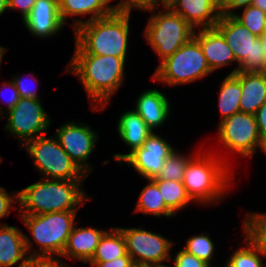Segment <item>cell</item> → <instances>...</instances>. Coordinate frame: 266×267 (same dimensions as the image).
<instances>
[{
    "label": "cell",
    "mask_w": 266,
    "mask_h": 267,
    "mask_svg": "<svg viewBox=\"0 0 266 267\" xmlns=\"http://www.w3.org/2000/svg\"><path fill=\"white\" fill-rule=\"evenodd\" d=\"M125 59L87 54L76 44L68 70L80 78L90 100L105 105L123 82Z\"/></svg>",
    "instance_id": "cell-1"
},
{
    "label": "cell",
    "mask_w": 266,
    "mask_h": 267,
    "mask_svg": "<svg viewBox=\"0 0 266 267\" xmlns=\"http://www.w3.org/2000/svg\"><path fill=\"white\" fill-rule=\"evenodd\" d=\"M79 180L45 178L20 190L14 196L20 202L22 215H40L60 211H76L81 204L84 192L79 190ZM26 209V210H25Z\"/></svg>",
    "instance_id": "cell-2"
},
{
    "label": "cell",
    "mask_w": 266,
    "mask_h": 267,
    "mask_svg": "<svg viewBox=\"0 0 266 267\" xmlns=\"http://www.w3.org/2000/svg\"><path fill=\"white\" fill-rule=\"evenodd\" d=\"M130 14L113 13L75 29L76 44L87 54L126 57Z\"/></svg>",
    "instance_id": "cell-3"
},
{
    "label": "cell",
    "mask_w": 266,
    "mask_h": 267,
    "mask_svg": "<svg viewBox=\"0 0 266 267\" xmlns=\"http://www.w3.org/2000/svg\"><path fill=\"white\" fill-rule=\"evenodd\" d=\"M75 214L76 211H60L40 215H21L22 221L32 236L41 245L39 253L35 251L29 256L53 257L50 255L52 252L61 256L73 230Z\"/></svg>",
    "instance_id": "cell-4"
},
{
    "label": "cell",
    "mask_w": 266,
    "mask_h": 267,
    "mask_svg": "<svg viewBox=\"0 0 266 267\" xmlns=\"http://www.w3.org/2000/svg\"><path fill=\"white\" fill-rule=\"evenodd\" d=\"M215 27L222 33L227 45L233 51L239 67L237 72L266 73V63L261 40L242 25L234 15L222 14Z\"/></svg>",
    "instance_id": "cell-5"
},
{
    "label": "cell",
    "mask_w": 266,
    "mask_h": 267,
    "mask_svg": "<svg viewBox=\"0 0 266 267\" xmlns=\"http://www.w3.org/2000/svg\"><path fill=\"white\" fill-rule=\"evenodd\" d=\"M202 155L190 159L183 177L187 195L191 200L210 202L220 198L229 181L227 169L220 159ZM223 163V164H222ZM216 198V199H215Z\"/></svg>",
    "instance_id": "cell-6"
},
{
    "label": "cell",
    "mask_w": 266,
    "mask_h": 267,
    "mask_svg": "<svg viewBox=\"0 0 266 267\" xmlns=\"http://www.w3.org/2000/svg\"><path fill=\"white\" fill-rule=\"evenodd\" d=\"M211 72L199 42L192 37L164 59L153 75L155 80L175 86L192 82Z\"/></svg>",
    "instance_id": "cell-7"
},
{
    "label": "cell",
    "mask_w": 266,
    "mask_h": 267,
    "mask_svg": "<svg viewBox=\"0 0 266 267\" xmlns=\"http://www.w3.org/2000/svg\"><path fill=\"white\" fill-rule=\"evenodd\" d=\"M167 12H159L150 17L145 36L155 52L160 55L161 62L174 54L194 35L193 27L168 6Z\"/></svg>",
    "instance_id": "cell-8"
},
{
    "label": "cell",
    "mask_w": 266,
    "mask_h": 267,
    "mask_svg": "<svg viewBox=\"0 0 266 267\" xmlns=\"http://www.w3.org/2000/svg\"><path fill=\"white\" fill-rule=\"evenodd\" d=\"M25 144L35 166L47 179L79 180V177L87 176L62 149L57 139H49L41 134Z\"/></svg>",
    "instance_id": "cell-9"
},
{
    "label": "cell",
    "mask_w": 266,
    "mask_h": 267,
    "mask_svg": "<svg viewBox=\"0 0 266 267\" xmlns=\"http://www.w3.org/2000/svg\"><path fill=\"white\" fill-rule=\"evenodd\" d=\"M220 139L225 147L242 156H252L256 148L262 144L256 117L253 114L238 112L219 125Z\"/></svg>",
    "instance_id": "cell-10"
},
{
    "label": "cell",
    "mask_w": 266,
    "mask_h": 267,
    "mask_svg": "<svg viewBox=\"0 0 266 267\" xmlns=\"http://www.w3.org/2000/svg\"><path fill=\"white\" fill-rule=\"evenodd\" d=\"M119 229L125 239L126 251L133 262L149 264L155 267H166L161 262L171 258L169 256L170 247L172 246L170 241L159 234L139 228Z\"/></svg>",
    "instance_id": "cell-11"
},
{
    "label": "cell",
    "mask_w": 266,
    "mask_h": 267,
    "mask_svg": "<svg viewBox=\"0 0 266 267\" xmlns=\"http://www.w3.org/2000/svg\"><path fill=\"white\" fill-rule=\"evenodd\" d=\"M8 115L6 128L11 134L20 137L21 141L37 138L35 134H43L51 123L39 99L20 98L16 106L8 111Z\"/></svg>",
    "instance_id": "cell-12"
},
{
    "label": "cell",
    "mask_w": 266,
    "mask_h": 267,
    "mask_svg": "<svg viewBox=\"0 0 266 267\" xmlns=\"http://www.w3.org/2000/svg\"><path fill=\"white\" fill-rule=\"evenodd\" d=\"M172 151L174 150L171 145L153 132L142 147L136 149L124 161L133 166L144 178L150 180L158 176Z\"/></svg>",
    "instance_id": "cell-13"
},
{
    "label": "cell",
    "mask_w": 266,
    "mask_h": 267,
    "mask_svg": "<svg viewBox=\"0 0 266 267\" xmlns=\"http://www.w3.org/2000/svg\"><path fill=\"white\" fill-rule=\"evenodd\" d=\"M62 149L88 175V165L84 164L93 151L97 135L88 126L74 122L64 124L57 130L56 136Z\"/></svg>",
    "instance_id": "cell-14"
},
{
    "label": "cell",
    "mask_w": 266,
    "mask_h": 267,
    "mask_svg": "<svg viewBox=\"0 0 266 267\" xmlns=\"http://www.w3.org/2000/svg\"><path fill=\"white\" fill-rule=\"evenodd\" d=\"M167 6L192 27L199 25H202V28L215 27L222 15L218 0H173ZM214 11L216 12L212 15Z\"/></svg>",
    "instance_id": "cell-15"
},
{
    "label": "cell",
    "mask_w": 266,
    "mask_h": 267,
    "mask_svg": "<svg viewBox=\"0 0 266 267\" xmlns=\"http://www.w3.org/2000/svg\"><path fill=\"white\" fill-rule=\"evenodd\" d=\"M23 21L29 31L38 37L53 36L64 24L59 13L58 0H36Z\"/></svg>",
    "instance_id": "cell-16"
},
{
    "label": "cell",
    "mask_w": 266,
    "mask_h": 267,
    "mask_svg": "<svg viewBox=\"0 0 266 267\" xmlns=\"http://www.w3.org/2000/svg\"><path fill=\"white\" fill-rule=\"evenodd\" d=\"M199 31L197 36L194 31L193 37L199 42L211 71L229 64L230 61H236L233 51L216 27L203 28Z\"/></svg>",
    "instance_id": "cell-17"
},
{
    "label": "cell",
    "mask_w": 266,
    "mask_h": 267,
    "mask_svg": "<svg viewBox=\"0 0 266 267\" xmlns=\"http://www.w3.org/2000/svg\"><path fill=\"white\" fill-rule=\"evenodd\" d=\"M30 240L13 226H0V267H11L21 260V267L28 259L24 257L31 247Z\"/></svg>",
    "instance_id": "cell-18"
},
{
    "label": "cell",
    "mask_w": 266,
    "mask_h": 267,
    "mask_svg": "<svg viewBox=\"0 0 266 267\" xmlns=\"http://www.w3.org/2000/svg\"><path fill=\"white\" fill-rule=\"evenodd\" d=\"M241 82L240 112L253 114L266 101V73L237 72Z\"/></svg>",
    "instance_id": "cell-19"
},
{
    "label": "cell",
    "mask_w": 266,
    "mask_h": 267,
    "mask_svg": "<svg viewBox=\"0 0 266 267\" xmlns=\"http://www.w3.org/2000/svg\"><path fill=\"white\" fill-rule=\"evenodd\" d=\"M118 132L131 151L128 154H115L114 158L118 161L125 160L136 149L142 147L146 139L153 133L146 122L135 111L125 112L118 121Z\"/></svg>",
    "instance_id": "cell-20"
},
{
    "label": "cell",
    "mask_w": 266,
    "mask_h": 267,
    "mask_svg": "<svg viewBox=\"0 0 266 267\" xmlns=\"http://www.w3.org/2000/svg\"><path fill=\"white\" fill-rule=\"evenodd\" d=\"M105 232L95 228L74 227L68 237L62 256L77 258L85 263L89 262L94 256L100 239Z\"/></svg>",
    "instance_id": "cell-21"
},
{
    "label": "cell",
    "mask_w": 266,
    "mask_h": 267,
    "mask_svg": "<svg viewBox=\"0 0 266 267\" xmlns=\"http://www.w3.org/2000/svg\"><path fill=\"white\" fill-rule=\"evenodd\" d=\"M169 109L170 105L167 98L155 89L145 91L139 96L135 111L153 131V128L162 125L167 119Z\"/></svg>",
    "instance_id": "cell-22"
},
{
    "label": "cell",
    "mask_w": 266,
    "mask_h": 267,
    "mask_svg": "<svg viewBox=\"0 0 266 267\" xmlns=\"http://www.w3.org/2000/svg\"><path fill=\"white\" fill-rule=\"evenodd\" d=\"M59 13L62 21L65 23L66 16L90 14L91 18L87 21L78 20L75 27H79L85 22L107 17L113 14L112 7L108 5L110 0H58Z\"/></svg>",
    "instance_id": "cell-23"
},
{
    "label": "cell",
    "mask_w": 266,
    "mask_h": 267,
    "mask_svg": "<svg viewBox=\"0 0 266 267\" xmlns=\"http://www.w3.org/2000/svg\"><path fill=\"white\" fill-rule=\"evenodd\" d=\"M127 253L124 236L119 228H111L100 239L96 252L89 262H107Z\"/></svg>",
    "instance_id": "cell-24"
},
{
    "label": "cell",
    "mask_w": 266,
    "mask_h": 267,
    "mask_svg": "<svg viewBox=\"0 0 266 267\" xmlns=\"http://www.w3.org/2000/svg\"><path fill=\"white\" fill-rule=\"evenodd\" d=\"M241 82L234 75L229 74L223 81L219 94V107L223 119L240 112Z\"/></svg>",
    "instance_id": "cell-25"
},
{
    "label": "cell",
    "mask_w": 266,
    "mask_h": 267,
    "mask_svg": "<svg viewBox=\"0 0 266 267\" xmlns=\"http://www.w3.org/2000/svg\"><path fill=\"white\" fill-rule=\"evenodd\" d=\"M149 181L150 184L142 190L139 196L136 212L141 211L146 215L152 213L158 217L162 214L172 216L174 213L166 206L157 184L152 179Z\"/></svg>",
    "instance_id": "cell-26"
},
{
    "label": "cell",
    "mask_w": 266,
    "mask_h": 267,
    "mask_svg": "<svg viewBox=\"0 0 266 267\" xmlns=\"http://www.w3.org/2000/svg\"><path fill=\"white\" fill-rule=\"evenodd\" d=\"M248 248L236 251L225 267H264L259 254L266 255L261 244L244 228Z\"/></svg>",
    "instance_id": "cell-27"
},
{
    "label": "cell",
    "mask_w": 266,
    "mask_h": 267,
    "mask_svg": "<svg viewBox=\"0 0 266 267\" xmlns=\"http://www.w3.org/2000/svg\"><path fill=\"white\" fill-rule=\"evenodd\" d=\"M164 199L166 206L174 213L182 209L191 199L187 195L185 186L182 181L174 180H153Z\"/></svg>",
    "instance_id": "cell-28"
},
{
    "label": "cell",
    "mask_w": 266,
    "mask_h": 267,
    "mask_svg": "<svg viewBox=\"0 0 266 267\" xmlns=\"http://www.w3.org/2000/svg\"><path fill=\"white\" fill-rule=\"evenodd\" d=\"M189 160V158H185L175 151H172L165 160L158 176L152 180L183 181L184 172Z\"/></svg>",
    "instance_id": "cell-29"
},
{
    "label": "cell",
    "mask_w": 266,
    "mask_h": 267,
    "mask_svg": "<svg viewBox=\"0 0 266 267\" xmlns=\"http://www.w3.org/2000/svg\"><path fill=\"white\" fill-rule=\"evenodd\" d=\"M233 15L244 27L257 37H259L266 28V12L253 5L245 7L242 16Z\"/></svg>",
    "instance_id": "cell-30"
},
{
    "label": "cell",
    "mask_w": 266,
    "mask_h": 267,
    "mask_svg": "<svg viewBox=\"0 0 266 267\" xmlns=\"http://www.w3.org/2000/svg\"><path fill=\"white\" fill-rule=\"evenodd\" d=\"M184 250L210 265V259L214 253V245L208 236L197 235L187 240Z\"/></svg>",
    "instance_id": "cell-31"
},
{
    "label": "cell",
    "mask_w": 266,
    "mask_h": 267,
    "mask_svg": "<svg viewBox=\"0 0 266 267\" xmlns=\"http://www.w3.org/2000/svg\"><path fill=\"white\" fill-rule=\"evenodd\" d=\"M244 228L261 244L266 253V214H252L245 220Z\"/></svg>",
    "instance_id": "cell-32"
},
{
    "label": "cell",
    "mask_w": 266,
    "mask_h": 267,
    "mask_svg": "<svg viewBox=\"0 0 266 267\" xmlns=\"http://www.w3.org/2000/svg\"><path fill=\"white\" fill-rule=\"evenodd\" d=\"M132 6L135 8L148 11L150 10L154 12L156 3L154 2V0H122L117 6H112V10L113 13L116 14H130Z\"/></svg>",
    "instance_id": "cell-33"
},
{
    "label": "cell",
    "mask_w": 266,
    "mask_h": 267,
    "mask_svg": "<svg viewBox=\"0 0 266 267\" xmlns=\"http://www.w3.org/2000/svg\"><path fill=\"white\" fill-rule=\"evenodd\" d=\"M174 267H209L205 261L198 259L196 256L188 253L184 249L175 256Z\"/></svg>",
    "instance_id": "cell-34"
},
{
    "label": "cell",
    "mask_w": 266,
    "mask_h": 267,
    "mask_svg": "<svg viewBox=\"0 0 266 267\" xmlns=\"http://www.w3.org/2000/svg\"><path fill=\"white\" fill-rule=\"evenodd\" d=\"M60 262H57V258L55 257L28 256L27 261L21 267H63V262Z\"/></svg>",
    "instance_id": "cell-35"
},
{
    "label": "cell",
    "mask_w": 266,
    "mask_h": 267,
    "mask_svg": "<svg viewBox=\"0 0 266 267\" xmlns=\"http://www.w3.org/2000/svg\"><path fill=\"white\" fill-rule=\"evenodd\" d=\"M254 0H218L221 14L233 15L230 9H237L239 7H247L252 5Z\"/></svg>",
    "instance_id": "cell-36"
},
{
    "label": "cell",
    "mask_w": 266,
    "mask_h": 267,
    "mask_svg": "<svg viewBox=\"0 0 266 267\" xmlns=\"http://www.w3.org/2000/svg\"><path fill=\"white\" fill-rule=\"evenodd\" d=\"M91 265L97 267H130L133 263L131 256L126 253L124 256L115 258L112 261L107 262H90Z\"/></svg>",
    "instance_id": "cell-37"
},
{
    "label": "cell",
    "mask_w": 266,
    "mask_h": 267,
    "mask_svg": "<svg viewBox=\"0 0 266 267\" xmlns=\"http://www.w3.org/2000/svg\"><path fill=\"white\" fill-rule=\"evenodd\" d=\"M36 0H8V9H21L23 20L29 15Z\"/></svg>",
    "instance_id": "cell-38"
},
{
    "label": "cell",
    "mask_w": 266,
    "mask_h": 267,
    "mask_svg": "<svg viewBox=\"0 0 266 267\" xmlns=\"http://www.w3.org/2000/svg\"><path fill=\"white\" fill-rule=\"evenodd\" d=\"M256 123L262 142L266 140V101L255 113Z\"/></svg>",
    "instance_id": "cell-39"
},
{
    "label": "cell",
    "mask_w": 266,
    "mask_h": 267,
    "mask_svg": "<svg viewBox=\"0 0 266 267\" xmlns=\"http://www.w3.org/2000/svg\"><path fill=\"white\" fill-rule=\"evenodd\" d=\"M13 82L19 92L20 98L38 99L36 92L28 87L26 82L20 80L18 77L14 78Z\"/></svg>",
    "instance_id": "cell-40"
},
{
    "label": "cell",
    "mask_w": 266,
    "mask_h": 267,
    "mask_svg": "<svg viewBox=\"0 0 266 267\" xmlns=\"http://www.w3.org/2000/svg\"><path fill=\"white\" fill-rule=\"evenodd\" d=\"M13 198H11L5 189L0 187V218L5 217L9 214Z\"/></svg>",
    "instance_id": "cell-41"
},
{
    "label": "cell",
    "mask_w": 266,
    "mask_h": 267,
    "mask_svg": "<svg viewBox=\"0 0 266 267\" xmlns=\"http://www.w3.org/2000/svg\"><path fill=\"white\" fill-rule=\"evenodd\" d=\"M7 84H10V87L12 88V95L10 97V100L7 101L8 104L7 111H10L12 108L16 106V103L20 100V96L13 81L10 83H4V86L7 87L8 86Z\"/></svg>",
    "instance_id": "cell-42"
},
{
    "label": "cell",
    "mask_w": 266,
    "mask_h": 267,
    "mask_svg": "<svg viewBox=\"0 0 266 267\" xmlns=\"http://www.w3.org/2000/svg\"><path fill=\"white\" fill-rule=\"evenodd\" d=\"M261 40V46L264 53L265 63H266V28L262 31L258 37Z\"/></svg>",
    "instance_id": "cell-43"
},
{
    "label": "cell",
    "mask_w": 266,
    "mask_h": 267,
    "mask_svg": "<svg viewBox=\"0 0 266 267\" xmlns=\"http://www.w3.org/2000/svg\"><path fill=\"white\" fill-rule=\"evenodd\" d=\"M252 5L266 12V0H254Z\"/></svg>",
    "instance_id": "cell-44"
},
{
    "label": "cell",
    "mask_w": 266,
    "mask_h": 267,
    "mask_svg": "<svg viewBox=\"0 0 266 267\" xmlns=\"http://www.w3.org/2000/svg\"><path fill=\"white\" fill-rule=\"evenodd\" d=\"M5 9H8V0H0V14H2Z\"/></svg>",
    "instance_id": "cell-45"
},
{
    "label": "cell",
    "mask_w": 266,
    "mask_h": 267,
    "mask_svg": "<svg viewBox=\"0 0 266 267\" xmlns=\"http://www.w3.org/2000/svg\"><path fill=\"white\" fill-rule=\"evenodd\" d=\"M130 267H155L149 264L133 262Z\"/></svg>",
    "instance_id": "cell-46"
},
{
    "label": "cell",
    "mask_w": 266,
    "mask_h": 267,
    "mask_svg": "<svg viewBox=\"0 0 266 267\" xmlns=\"http://www.w3.org/2000/svg\"><path fill=\"white\" fill-rule=\"evenodd\" d=\"M159 0H154V2L156 3V6H157V3H159L158 2ZM161 2H162V4L164 5V7L165 6H167L171 1H173V0H160Z\"/></svg>",
    "instance_id": "cell-47"
},
{
    "label": "cell",
    "mask_w": 266,
    "mask_h": 267,
    "mask_svg": "<svg viewBox=\"0 0 266 267\" xmlns=\"http://www.w3.org/2000/svg\"><path fill=\"white\" fill-rule=\"evenodd\" d=\"M261 149L266 153V140H264L261 144Z\"/></svg>",
    "instance_id": "cell-48"
},
{
    "label": "cell",
    "mask_w": 266,
    "mask_h": 267,
    "mask_svg": "<svg viewBox=\"0 0 266 267\" xmlns=\"http://www.w3.org/2000/svg\"><path fill=\"white\" fill-rule=\"evenodd\" d=\"M4 51H5V49L0 46V64H1V61H2V56H3Z\"/></svg>",
    "instance_id": "cell-49"
}]
</instances>
